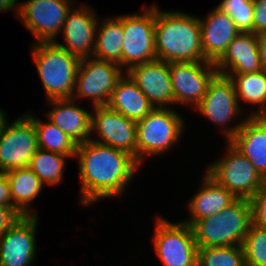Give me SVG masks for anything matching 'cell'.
<instances>
[{
  "label": "cell",
  "instance_id": "obj_30",
  "mask_svg": "<svg viewBox=\"0 0 266 266\" xmlns=\"http://www.w3.org/2000/svg\"><path fill=\"white\" fill-rule=\"evenodd\" d=\"M246 266H266V229L252 223L243 240Z\"/></svg>",
  "mask_w": 266,
  "mask_h": 266
},
{
  "label": "cell",
  "instance_id": "obj_3",
  "mask_svg": "<svg viewBox=\"0 0 266 266\" xmlns=\"http://www.w3.org/2000/svg\"><path fill=\"white\" fill-rule=\"evenodd\" d=\"M252 223L251 200L238 198L217 214L199 220L192 226L197 248L242 246Z\"/></svg>",
  "mask_w": 266,
  "mask_h": 266
},
{
  "label": "cell",
  "instance_id": "obj_33",
  "mask_svg": "<svg viewBox=\"0 0 266 266\" xmlns=\"http://www.w3.org/2000/svg\"><path fill=\"white\" fill-rule=\"evenodd\" d=\"M253 2V33L266 32V0H252Z\"/></svg>",
  "mask_w": 266,
  "mask_h": 266
},
{
  "label": "cell",
  "instance_id": "obj_24",
  "mask_svg": "<svg viewBox=\"0 0 266 266\" xmlns=\"http://www.w3.org/2000/svg\"><path fill=\"white\" fill-rule=\"evenodd\" d=\"M5 173L8 177L12 207L22 216L37 215L31 209L30 202L39 196L44 187L39 177L29 167L17 168Z\"/></svg>",
  "mask_w": 266,
  "mask_h": 266
},
{
  "label": "cell",
  "instance_id": "obj_35",
  "mask_svg": "<svg viewBox=\"0 0 266 266\" xmlns=\"http://www.w3.org/2000/svg\"><path fill=\"white\" fill-rule=\"evenodd\" d=\"M0 206L12 207L8 177L4 172H0Z\"/></svg>",
  "mask_w": 266,
  "mask_h": 266
},
{
  "label": "cell",
  "instance_id": "obj_21",
  "mask_svg": "<svg viewBox=\"0 0 266 266\" xmlns=\"http://www.w3.org/2000/svg\"><path fill=\"white\" fill-rule=\"evenodd\" d=\"M266 180V124L258 116H249L229 141Z\"/></svg>",
  "mask_w": 266,
  "mask_h": 266
},
{
  "label": "cell",
  "instance_id": "obj_5",
  "mask_svg": "<svg viewBox=\"0 0 266 266\" xmlns=\"http://www.w3.org/2000/svg\"><path fill=\"white\" fill-rule=\"evenodd\" d=\"M184 119L176 110L154 108L137 125V163L146 156L161 155L177 145L184 131ZM178 141V142H177Z\"/></svg>",
  "mask_w": 266,
  "mask_h": 266
},
{
  "label": "cell",
  "instance_id": "obj_7",
  "mask_svg": "<svg viewBox=\"0 0 266 266\" xmlns=\"http://www.w3.org/2000/svg\"><path fill=\"white\" fill-rule=\"evenodd\" d=\"M154 230V250L163 266H197L198 248L190 225L157 217Z\"/></svg>",
  "mask_w": 266,
  "mask_h": 266
},
{
  "label": "cell",
  "instance_id": "obj_4",
  "mask_svg": "<svg viewBox=\"0 0 266 266\" xmlns=\"http://www.w3.org/2000/svg\"><path fill=\"white\" fill-rule=\"evenodd\" d=\"M31 56L47 95L52 99L72 97L81 58L69 53L55 42H39L32 45Z\"/></svg>",
  "mask_w": 266,
  "mask_h": 266
},
{
  "label": "cell",
  "instance_id": "obj_32",
  "mask_svg": "<svg viewBox=\"0 0 266 266\" xmlns=\"http://www.w3.org/2000/svg\"><path fill=\"white\" fill-rule=\"evenodd\" d=\"M252 203L253 223L266 229V183L250 199Z\"/></svg>",
  "mask_w": 266,
  "mask_h": 266
},
{
  "label": "cell",
  "instance_id": "obj_39",
  "mask_svg": "<svg viewBox=\"0 0 266 266\" xmlns=\"http://www.w3.org/2000/svg\"><path fill=\"white\" fill-rule=\"evenodd\" d=\"M266 124V115L258 116Z\"/></svg>",
  "mask_w": 266,
  "mask_h": 266
},
{
  "label": "cell",
  "instance_id": "obj_11",
  "mask_svg": "<svg viewBox=\"0 0 266 266\" xmlns=\"http://www.w3.org/2000/svg\"><path fill=\"white\" fill-rule=\"evenodd\" d=\"M73 2V3H72ZM75 0H27L20 2L19 19L36 43L55 42Z\"/></svg>",
  "mask_w": 266,
  "mask_h": 266
},
{
  "label": "cell",
  "instance_id": "obj_10",
  "mask_svg": "<svg viewBox=\"0 0 266 266\" xmlns=\"http://www.w3.org/2000/svg\"><path fill=\"white\" fill-rule=\"evenodd\" d=\"M240 108L233 81L217 73L209 82L206 94L194 109L210 122L221 125L226 142H229L243 125L242 121L231 127L227 126L233 117L240 115Z\"/></svg>",
  "mask_w": 266,
  "mask_h": 266
},
{
  "label": "cell",
  "instance_id": "obj_36",
  "mask_svg": "<svg viewBox=\"0 0 266 266\" xmlns=\"http://www.w3.org/2000/svg\"><path fill=\"white\" fill-rule=\"evenodd\" d=\"M257 39L262 69L266 71V32L258 33Z\"/></svg>",
  "mask_w": 266,
  "mask_h": 266
},
{
  "label": "cell",
  "instance_id": "obj_31",
  "mask_svg": "<svg viewBox=\"0 0 266 266\" xmlns=\"http://www.w3.org/2000/svg\"><path fill=\"white\" fill-rule=\"evenodd\" d=\"M216 7L232 17L240 32H253L252 0H221Z\"/></svg>",
  "mask_w": 266,
  "mask_h": 266
},
{
  "label": "cell",
  "instance_id": "obj_23",
  "mask_svg": "<svg viewBox=\"0 0 266 266\" xmlns=\"http://www.w3.org/2000/svg\"><path fill=\"white\" fill-rule=\"evenodd\" d=\"M107 106L136 122L155 108L127 73L116 83Z\"/></svg>",
  "mask_w": 266,
  "mask_h": 266
},
{
  "label": "cell",
  "instance_id": "obj_27",
  "mask_svg": "<svg viewBox=\"0 0 266 266\" xmlns=\"http://www.w3.org/2000/svg\"><path fill=\"white\" fill-rule=\"evenodd\" d=\"M34 123L38 148L75 158L77 143L51 121L43 122L35 114H26Z\"/></svg>",
  "mask_w": 266,
  "mask_h": 266
},
{
  "label": "cell",
  "instance_id": "obj_12",
  "mask_svg": "<svg viewBox=\"0 0 266 266\" xmlns=\"http://www.w3.org/2000/svg\"><path fill=\"white\" fill-rule=\"evenodd\" d=\"M37 149L34 123L26 114L11 124L6 120L0 133V172L29 167Z\"/></svg>",
  "mask_w": 266,
  "mask_h": 266
},
{
  "label": "cell",
  "instance_id": "obj_14",
  "mask_svg": "<svg viewBox=\"0 0 266 266\" xmlns=\"http://www.w3.org/2000/svg\"><path fill=\"white\" fill-rule=\"evenodd\" d=\"M91 132L98 134L100 140L92 141L110 145L127 152L137 161V125L136 121L110 109L108 106L93 107Z\"/></svg>",
  "mask_w": 266,
  "mask_h": 266
},
{
  "label": "cell",
  "instance_id": "obj_25",
  "mask_svg": "<svg viewBox=\"0 0 266 266\" xmlns=\"http://www.w3.org/2000/svg\"><path fill=\"white\" fill-rule=\"evenodd\" d=\"M100 21L97 23L92 57L118 64L122 68L123 15Z\"/></svg>",
  "mask_w": 266,
  "mask_h": 266
},
{
  "label": "cell",
  "instance_id": "obj_16",
  "mask_svg": "<svg viewBox=\"0 0 266 266\" xmlns=\"http://www.w3.org/2000/svg\"><path fill=\"white\" fill-rule=\"evenodd\" d=\"M94 12L85 3L84 5L82 3L80 8L75 9L72 7L62 28V35L66 45L59 43L57 40L55 43L80 58L93 56L99 20Z\"/></svg>",
  "mask_w": 266,
  "mask_h": 266
},
{
  "label": "cell",
  "instance_id": "obj_19",
  "mask_svg": "<svg viewBox=\"0 0 266 266\" xmlns=\"http://www.w3.org/2000/svg\"><path fill=\"white\" fill-rule=\"evenodd\" d=\"M218 74L256 73L262 69L257 34L240 32L215 63Z\"/></svg>",
  "mask_w": 266,
  "mask_h": 266
},
{
  "label": "cell",
  "instance_id": "obj_6",
  "mask_svg": "<svg viewBox=\"0 0 266 266\" xmlns=\"http://www.w3.org/2000/svg\"><path fill=\"white\" fill-rule=\"evenodd\" d=\"M227 145L225 156L209 164L205 172L237 198L250 200L266 183V180L247 157L230 142H227Z\"/></svg>",
  "mask_w": 266,
  "mask_h": 266
},
{
  "label": "cell",
  "instance_id": "obj_13",
  "mask_svg": "<svg viewBox=\"0 0 266 266\" xmlns=\"http://www.w3.org/2000/svg\"><path fill=\"white\" fill-rule=\"evenodd\" d=\"M169 70L175 105L189 104L193 109L200 103L209 82L217 74L215 63L209 61L170 62Z\"/></svg>",
  "mask_w": 266,
  "mask_h": 266
},
{
  "label": "cell",
  "instance_id": "obj_2",
  "mask_svg": "<svg viewBox=\"0 0 266 266\" xmlns=\"http://www.w3.org/2000/svg\"><path fill=\"white\" fill-rule=\"evenodd\" d=\"M155 52L157 59L167 63L206 61L199 17L181 11H161L156 5Z\"/></svg>",
  "mask_w": 266,
  "mask_h": 266
},
{
  "label": "cell",
  "instance_id": "obj_26",
  "mask_svg": "<svg viewBox=\"0 0 266 266\" xmlns=\"http://www.w3.org/2000/svg\"><path fill=\"white\" fill-rule=\"evenodd\" d=\"M229 77L234 84L238 103L239 98L257 106L249 116H260L266 114V71L246 74H221ZM259 110V111H258Z\"/></svg>",
  "mask_w": 266,
  "mask_h": 266
},
{
  "label": "cell",
  "instance_id": "obj_28",
  "mask_svg": "<svg viewBox=\"0 0 266 266\" xmlns=\"http://www.w3.org/2000/svg\"><path fill=\"white\" fill-rule=\"evenodd\" d=\"M67 155L47 151L38 148L33 157L29 168L39 177L41 182L49 186L58 185L63 177Z\"/></svg>",
  "mask_w": 266,
  "mask_h": 266
},
{
  "label": "cell",
  "instance_id": "obj_1",
  "mask_svg": "<svg viewBox=\"0 0 266 266\" xmlns=\"http://www.w3.org/2000/svg\"><path fill=\"white\" fill-rule=\"evenodd\" d=\"M81 205L88 206L103 198L122 196L138 170L133 156L110 145L88 140L77 144Z\"/></svg>",
  "mask_w": 266,
  "mask_h": 266
},
{
  "label": "cell",
  "instance_id": "obj_20",
  "mask_svg": "<svg viewBox=\"0 0 266 266\" xmlns=\"http://www.w3.org/2000/svg\"><path fill=\"white\" fill-rule=\"evenodd\" d=\"M47 102L53 107L46 113L49 121L65 132L75 143L80 144L91 139L89 137L92 133V113L78 107L72 98L52 99Z\"/></svg>",
  "mask_w": 266,
  "mask_h": 266
},
{
  "label": "cell",
  "instance_id": "obj_22",
  "mask_svg": "<svg viewBox=\"0 0 266 266\" xmlns=\"http://www.w3.org/2000/svg\"><path fill=\"white\" fill-rule=\"evenodd\" d=\"M202 180V187L193 195L188 205L189 213L191 214L190 218L184 221V223L191 227L197 221L217 214L238 199L206 172Z\"/></svg>",
  "mask_w": 266,
  "mask_h": 266
},
{
  "label": "cell",
  "instance_id": "obj_37",
  "mask_svg": "<svg viewBox=\"0 0 266 266\" xmlns=\"http://www.w3.org/2000/svg\"><path fill=\"white\" fill-rule=\"evenodd\" d=\"M15 8V9H14ZM9 10H14L16 11L17 10V16H19L20 14V2L18 4V1L17 0H0V12H6Z\"/></svg>",
  "mask_w": 266,
  "mask_h": 266
},
{
  "label": "cell",
  "instance_id": "obj_38",
  "mask_svg": "<svg viewBox=\"0 0 266 266\" xmlns=\"http://www.w3.org/2000/svg\"><path fill=\"white\" fill-rule=\"evenodd\" d=\"M7 115L5 114V112L3 111V109H0V133L2 131V128L7 120Z\"/></svg>",
  "mask_w": 266,
  "mask_h": 266
},
{
  "label": "cell",
  "instance_id": "obj_18",
  "mask_svg": "<svg viewBox=\"0 0 266 266\" xmlns=\"http://www.w3.org/2000/svg\"><path fill=\"white\" fill-rule=\"evenodd\" d=\"M199 23L204 58L206 61L216 63L240 31L232 17L217 7L204 19L199 18Z\"/></svg>",
  "mask_w": 266,
  "mask_h": 266
},
{
  "label": "cell",
  "instance_id": "obj_17",
  "mask_svg": "<svg viewBox=\"0 0 266 266\" xmlns=\"http://www.w3.org/2000/svg\"><path fill=\"white\" fill-rule=\"evenodd\" d=\"M126 73L155 108L175 105L169 63L155 59L135 65Z\"/></svg>",
  "mask_w": 266,
  "mask_h": 266
},
{
  "label": "cell",
  "instance_id": "obj_9",
  "mask_svg": "<svg viewBox=\"0 0 266 266\" xmlns=\"http://www.w3.org/2000/svg\"><path fill=\"white\" fill-rule=\"evenodd\" d=\"M122 71L120 65L109 61L91 56L81 58L71 98H89L92 107L107 106L116 83L125 73Z\"/></svg>",
  "mask_w": 266,
  "mask_h": 266
},
{
  "label": "cell",
  "instance_id": "obj_34",
  "mask_svg": "<svg viewBox=\"0 0 266 266\" xmlns=\"http://www.w3.org/2000/svg\"><path fill=\"white\" fill-rule=\"evenodd\" d=\"M21 216L13 207L0 206V236L19 220Z\"/></svg>",
  "mask_w": 266,
  "mask_h": 266
},
{
  "label": "cell",
  "instance_id": "obj_29",
  "mask_svg": "<svg viewBox=\"0 0 266 266\" xmlns=\"http://www.w3.org/2000/svg\"><path fill=\"white\" fill-rule=\"evenodd\" d=\"M197 266H246L242 246L198 248Z\"/></svg>",
  "mask_w": 266,
  "mask_h": 266
},
{
  "label": "cell",
  "instance_id": "obj_8",
  "mask_svg": "<svg viewBox=\"0 0 266 266\" xmlns=\"http://www.w3.org/2000/svg\"><path fill=\"white\" fill-rule=\"evenodd\" d=\"M144 13L123 15L122 68L157 59L155 52L156 4L143 8ZM126 66V67H125Z\"/></svg>",
  "mask_w": 266,
  "mask_h": 266
},
{
  "label": "cell",
  "instance_id": "obj_15",
  "mask_svg": "<svg viewBox=\"0 0 266 266\" xmlns=\"http://www.w3.org/2000/svg\"><path fill=\"white\" fill-rule=\"evenodd\" d=\"M37 217L21 216L0 236V266H30L37 254Z\"/></svg>",
  "mask_w": 266,
  "mask_h": 266
}]
</instances>
